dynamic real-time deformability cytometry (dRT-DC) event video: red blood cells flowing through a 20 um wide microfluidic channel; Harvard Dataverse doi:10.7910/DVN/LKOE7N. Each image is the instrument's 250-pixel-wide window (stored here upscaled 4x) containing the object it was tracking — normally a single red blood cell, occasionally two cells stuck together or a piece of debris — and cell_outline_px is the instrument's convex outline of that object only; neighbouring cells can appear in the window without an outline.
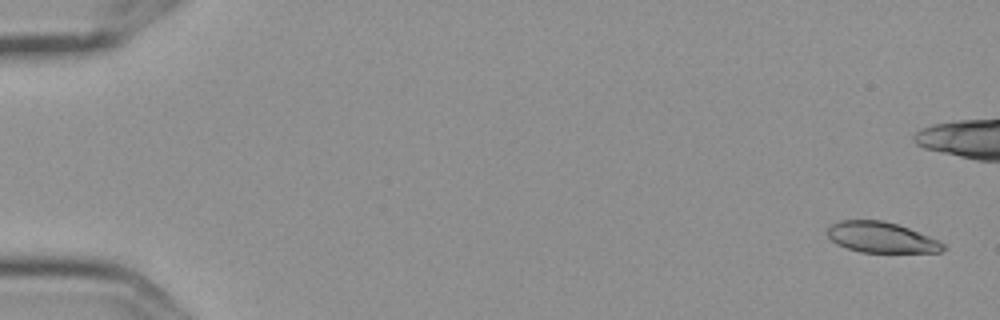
{"species": "Egyptian fruit bat (a non-hibernating species)", "species_latin": "Rousettus aegyptiacus", "temperature_condition": "cold", "stored_images_in_passage": 5, "camera_frame_rate_fps": 3000, "um_per_image_px": 0.085, "frame": {"image": 1, "passage_image": 1, "time_ms": 0.0, "image_size_px": [1000, 320], "cell_outline_px": [[944, 248], [940, 252], [860, 252], [836, 244], [828, 236], [828, 228], [832, 224], [840, 220], [880, 220], [896, 224], [908, 228], [928, 236], [944, 244]], "centroid_in_image_um": [74.87, 20.18], "position_along_channel_um": 10.1, "area_um2": 20.29}}